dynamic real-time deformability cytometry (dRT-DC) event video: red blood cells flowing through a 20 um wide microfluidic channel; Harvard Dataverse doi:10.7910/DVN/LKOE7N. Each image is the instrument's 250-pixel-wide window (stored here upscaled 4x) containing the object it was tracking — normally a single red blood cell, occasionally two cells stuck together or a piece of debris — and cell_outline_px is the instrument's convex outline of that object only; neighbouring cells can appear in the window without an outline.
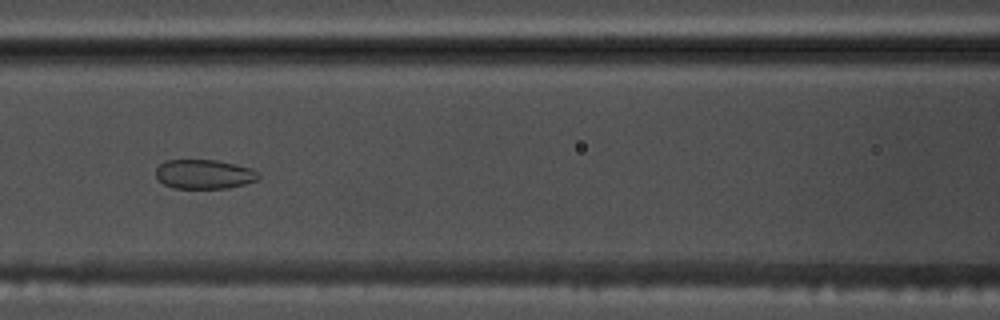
{"species": "common noctule bat (a hibernating species)", "species_latin": "Nyctalus noctula", "temperature_condition": "warm", "stored_images_in_passage": 44, "camera_frame_rate_fps": 3000, "um_per_image_px": 0.085, "animal": {"sex": "male", "body_mass_g": 17.5, "forearm_length_mm": 52.3}, "frame": {"image": 1, "passage_image": 14, "time_ms": 4.333, "image_size_px": [1000, 320], "cell_outline_px": [[260, 176], [256, 180], [244, 184], [228, 188], [172, 188], [164, 184], [156, 176], [156, 168], [164, 160], [216, 160], [252, 168]], "centroid_in_image_um": [17.33, 14.8], "position_along_channel_um": 149.3, "area_um2": 17.46}}
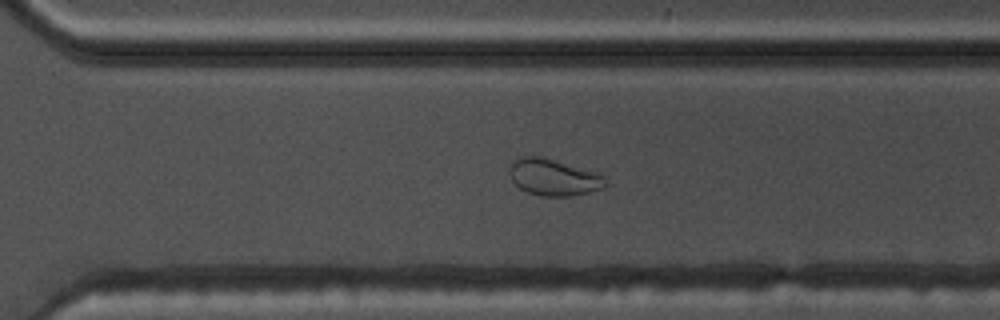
{"frame": {"image": 2, "passage_image": 28, "time_ms": 9.0, "image_size_px": [1000, 320], "cell_outline_px": [[608, 184], [604, 188], [572, 196], [540, 196], [528, 192], [520, 188], [512, 180], [508, 172], [508, 168], [512, 160], [516, 156], [540, 156], [600, 172], [604, 176]], "centroid_in_image_um": [47.06, 15.05], "position_along_channel_um": 323.5, "area_um2": 20.92}}
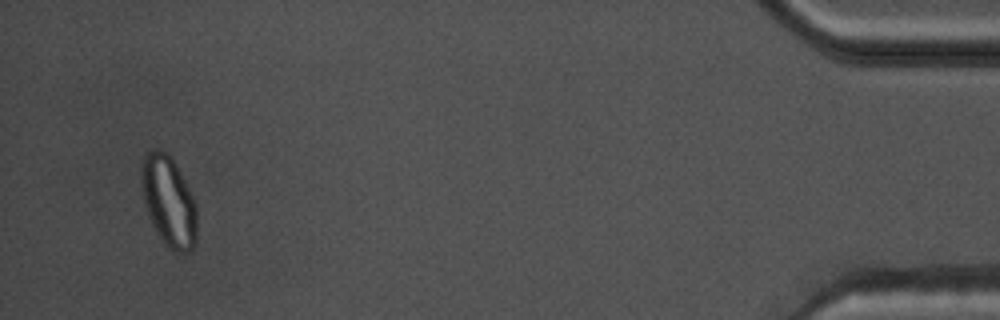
{"frame": {"image": 3, "passage_image": 42, "time_ms": 13.667, "image_size_px": [1000, 320], "cell_outline_px": [[196, 244], [188, 252], [172, 252], [164, 244], [156, 232], [148, 216], [144, 204], [140, 184], [140, 168], [144, 152], [152, 148], [160, 148], [168, 152], [184, 180], [196, 204]], "centroid_in_image_um": [14.29, 17.09], "position_along_channel_um": 420.9, "area_um2": 29.82}, "authors_computed_cell_mechanics": {"area_um2": 22.3686, "velocity_mm_per_s": 3.7511, "shape_relaxation_time_tau1_ms": null, "shape_relaxation_time_tau2_ms": 1.1293, "deformation_change_tau1": null, "deformation_change_tau2": 0.057}}